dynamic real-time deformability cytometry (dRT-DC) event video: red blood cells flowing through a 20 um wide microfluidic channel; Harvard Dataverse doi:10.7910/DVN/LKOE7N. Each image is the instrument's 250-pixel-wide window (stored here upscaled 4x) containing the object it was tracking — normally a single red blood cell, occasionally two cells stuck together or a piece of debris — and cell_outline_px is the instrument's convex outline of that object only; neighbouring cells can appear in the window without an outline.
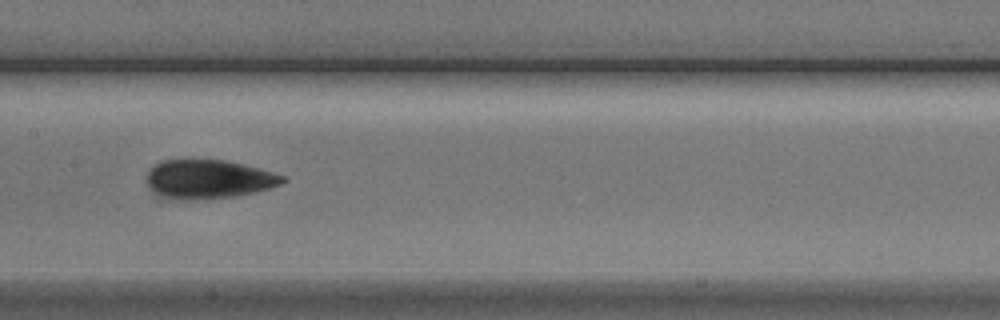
{"species": "Egyptian fruit bat (a non-hibernating species)", "species_latin": "Rousettus aegyptiacus", "temperature_condition": "cold", "stored_images_in_passage": 9, "camera_frame_rate_fps": 3000, "um_per_image_px": 0.085, "animal": {"sex": "male"}, "frame": {"image": 1, "passage_image": 6, "time_ms": 6.0, "image_size_px": [1000, 320], "cell_outline_px": [[288, 180], [280, 184], [268, 188], [236, 196], [188, 200], [168, 200], [156, 192], [148, 184], [148, 172], [156, 164], [164, 160], [224, 160], [272, 172], [284, 176]], "centroid_in_image_um": [17.71, 15.24], "position_along_channel_um": 189.7, "area_um2": 30.23}}
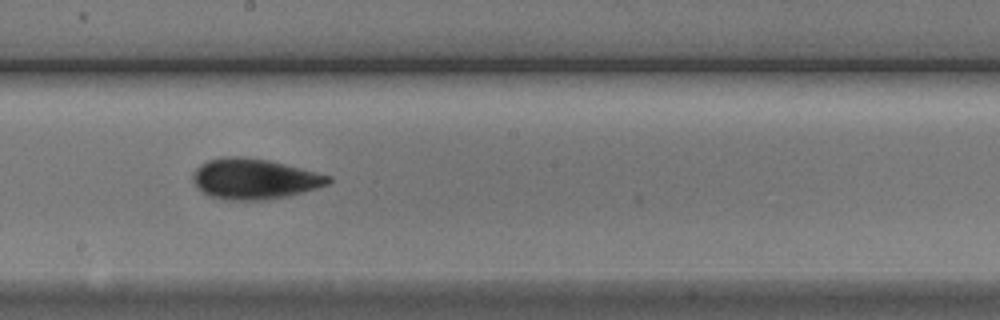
{"frame": {"image": 2, "passage_image": 7, "time_ms": 7.0, "image_size_px": [1000, 320], "cell_outline_px": [[332, 180], [328, 184], [316, 188], [288, 196], [268, 200], [228, 200], [208, 196], [200, 192], [192, 180], [192, 172], [200, 164], [208, 160], [224, 156], [236, 156], [268, 160], [332, 176]], "centroid_in_image_um": [21.57, 15.21], "position_along_channel_um": 226.6, "area_um2": 32.14}}
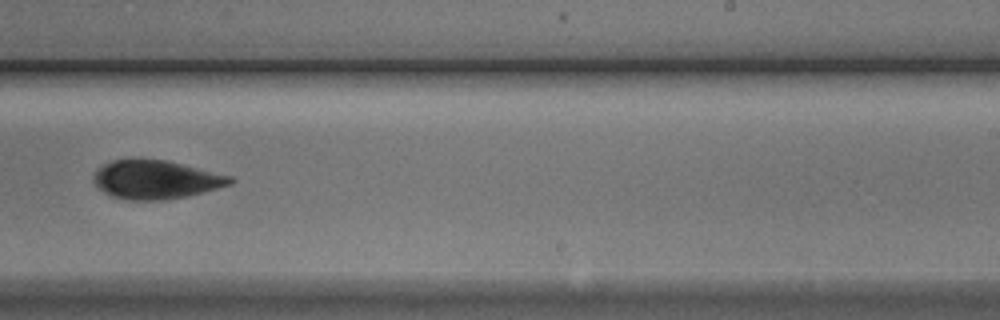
{"frame": {"image": 3, "passage_image": 8, "time_ms": 8.333, "image_size_px": [1000, 320], "cell_outline_px": [[236, 180], [232, 184], [188, 196], [164, 200], [128, 200], [112, 196], [104, 192], [92, 180], [92, 176], [104, 164], [112, 160], [164, 160], [232, 176]], "centroid_in_image_um": [13.27, 15.28], "position_along_channel_um": 275.7, "area_um2": 30.35}}